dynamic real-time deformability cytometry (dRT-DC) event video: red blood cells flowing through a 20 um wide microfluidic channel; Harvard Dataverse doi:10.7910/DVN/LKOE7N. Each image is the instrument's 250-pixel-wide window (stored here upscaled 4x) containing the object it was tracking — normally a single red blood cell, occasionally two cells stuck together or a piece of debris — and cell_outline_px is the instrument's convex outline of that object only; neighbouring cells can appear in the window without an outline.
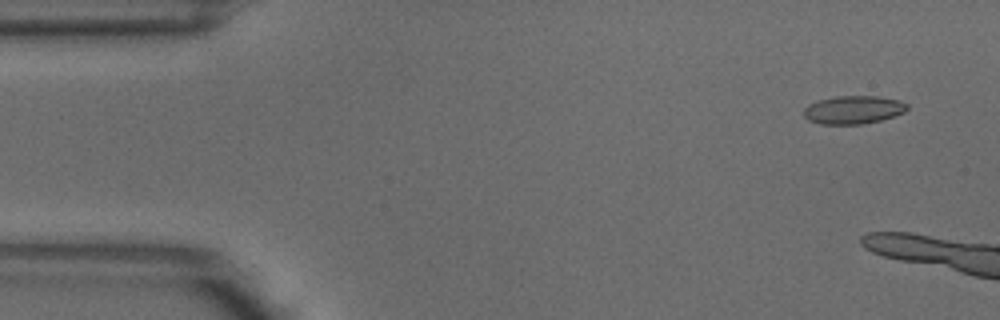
{"species": "common noctule bat (a hibernating species)", "species_latin": "Nyctalus noctula", "temperature_condition": "warm", "stored_images_in_passage": 2, "camera_frame_rate_fps": 3000, "um_per_image_px": 0.085, "animal": {"sex": "male", "body_mass_g": 18.8}, "frame": {"image": 1, "passage_image": 1, "time_ms": 0.0, "image_size_px": [1000, 320], "cell_outline_px": [[908, 108], [904, 112], [880, 120], [860, 124], [820, 124], [808, 120], [804, 116], [804, 108], [808, 104], [816, 100], [836, 96], [880, 96], [900, 100], [908, 104]], "centroid_in_image_um": [72.51, 9.32], "position_along_channel_um": 12.5, "area_um2": 17.05}}